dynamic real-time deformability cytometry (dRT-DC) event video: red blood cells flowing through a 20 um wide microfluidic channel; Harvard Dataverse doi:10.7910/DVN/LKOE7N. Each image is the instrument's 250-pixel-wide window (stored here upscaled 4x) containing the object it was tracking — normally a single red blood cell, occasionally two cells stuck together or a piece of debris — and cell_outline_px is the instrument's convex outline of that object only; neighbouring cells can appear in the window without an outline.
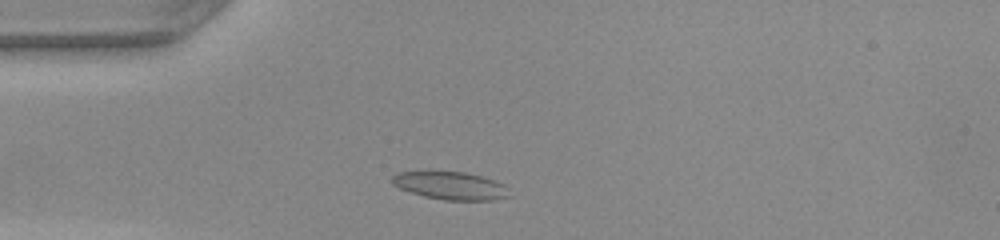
{"species": "common noctule bat (a hibernating species)", "species_latin": "Nyctalus noctula", "temperature_condition": "warm", "stored_images_in_passage": 34, "camera_frame_rate_fps": 3000, "um_per_image_px": 0.085, "animal": {"sex": "female", "body_mass_g": 22.0, "forearm_length_mm": 56.7}, "frame": {"image": 1, "passage_image": 5, "time_ms": 1.333, "image_size_px": [1000, 240], "cell_outline_px": [[512, 196], [492, 200], [444, 200], [424, 196], [400, 188], [392, 184], [392, 176], [396, 172], [464, 172], [480, 176], [504, 184]], "centroid_in_image_um": [38.31, 15.79], "position_along_channel_um": 46.7, "area_um2": 18.79}}
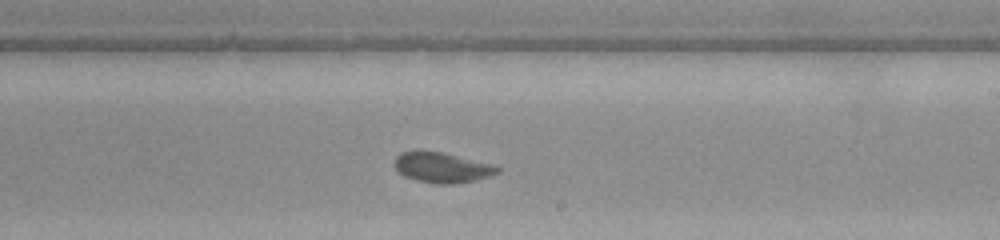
{"frame": {"image": 2, "passage_image": 21, "time_ms": 6.667, "image_size_px": [1000, 240], "cell_outline_px": [[500, 172], [476, 180], [456, 184], [436, 184], [416, 180], [404, 176], [396, 168], [396, 156], [400, 152], [416, 148], [420, 148], [444, 152], [492, 164], [500, 168]], "centroid_in_image_um": [37.55, 14.2], "position_along_channel_um": 251.5, "area_um2": 18.61}}
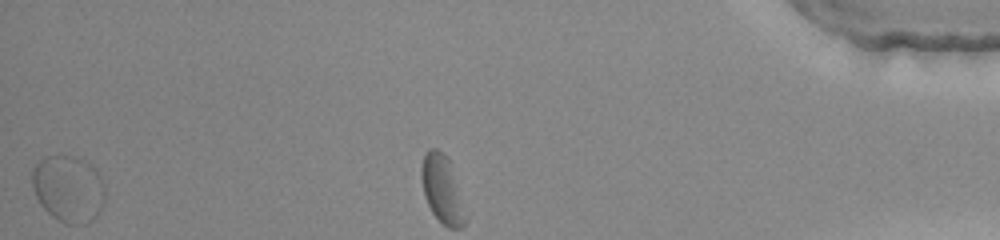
{"frame": {"image": 3, "passage_image": 34, "time_ms": 11.0, "image_size_px": [1000, 240], "cell_outline_px": [[104, 204], [100, 212], [88, 224], [64, 224], [52, 216], [40, 204], [36, 196], [32, 184], [32, 172], [36, 164], [44, 156], [72, 156], [96, 168], [100, 176], [104, 188]], "centroid_in_image_um": [5.82, 16.07], "position_along_channel_um": 429.4, "area_um2": 28.32}, "authors_computed_cell_mechanics": {"area_um2": 18.6405, "velocity_mm_per_s": 4.1426, "shape_relaxation_time_tau1_ms": null, "shape_relaxation_time_tau2_ms": 1.1117, "deformation_change_tau1": null, "deformation_change_tau2": 0.0515}}